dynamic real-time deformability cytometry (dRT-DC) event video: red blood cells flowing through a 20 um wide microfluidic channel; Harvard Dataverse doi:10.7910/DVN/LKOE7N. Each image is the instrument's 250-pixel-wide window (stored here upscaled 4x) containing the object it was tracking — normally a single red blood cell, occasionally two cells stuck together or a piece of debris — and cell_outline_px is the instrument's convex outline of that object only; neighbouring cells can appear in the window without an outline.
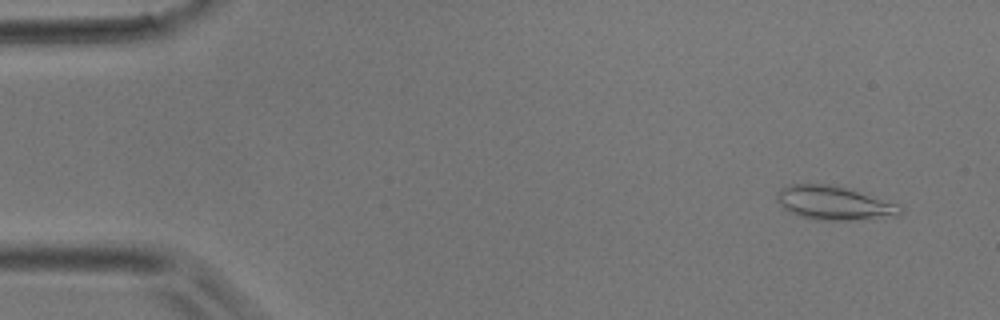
{"species": "common noctule bat (a hibernating species)", "species_latin": "Nyctalus noctula", "temperature_condition": "room temperature", "stored_images_in_passage": 43, "camera_frame_rate_fps": 3000, "um_per_image_px": 0.085, "animal": {"sex": "male", "body_mass_g": 17.9}, "frame": {"image": 1, "passage_image": 2, "time_ms": 0.333, "image_size_px": [1000, 320], "cell_outline_px": [[904, 208], [900, 216], [852, 220], [816, 220], [800, 216], [784, 208], [776, 200], [776, 192], [780, 188], [788, 184], [836, 184], [900, 204]], "centroid_in_image_um": [70.93, 17.24], "position_along_channel_um": 14.1, "area_um2": 24.74}}
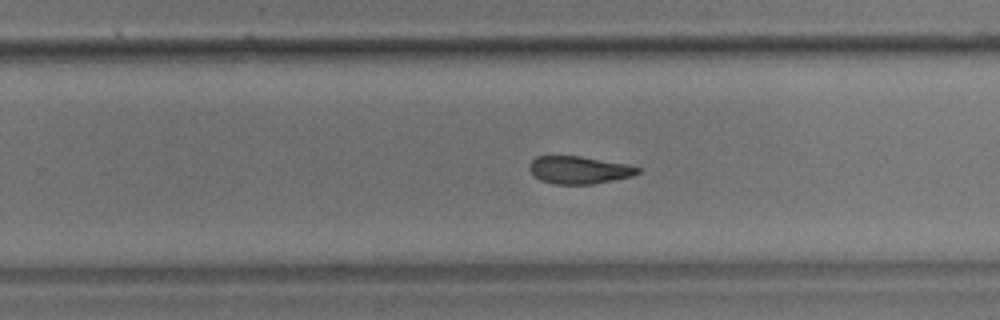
{"frame": {"image": 2, "passage_image": 27, "time_ms": 8.667, "image_size_px": [1000, 320], "cell_outline_px": [[640, 172], [632, 176], [592, 184], [556, 184], [540, 180], [532, 176], [528, 168], [528, 164], [536, 156], [580, 156], [628, 164], [640, 168]], "centroid_in_image_um": [49.17, 14.44], "position_along_channel_um": 280.6, "area_um2": 17.51}}
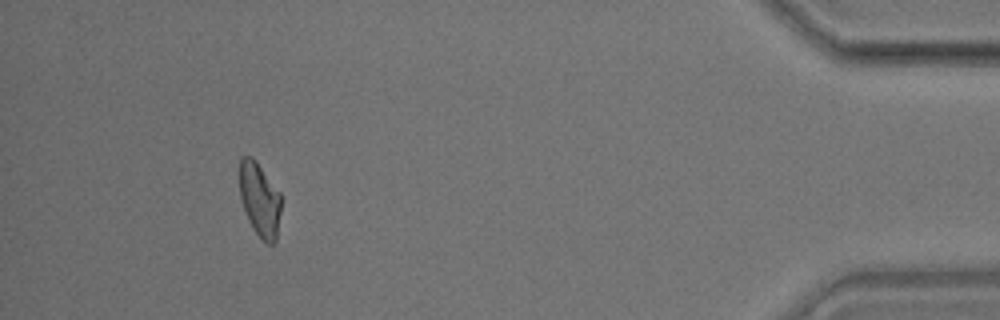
{"frame": {"image": 3, "passage_image": 40, "time_ms": 13.0, "image_size_px": [1000, 320], "cell_outline_px": [[280, 212], [276, 244], [268, 244], [252, 228], [248, 220], [240, 200], [240, 160], [244, 156], [252, 156], [256, 160], [280, 192]], "centroid_in_image_um": [22.07, 16.96], "position_along_channel_um": 413.1, "area_um2": 17.92}}